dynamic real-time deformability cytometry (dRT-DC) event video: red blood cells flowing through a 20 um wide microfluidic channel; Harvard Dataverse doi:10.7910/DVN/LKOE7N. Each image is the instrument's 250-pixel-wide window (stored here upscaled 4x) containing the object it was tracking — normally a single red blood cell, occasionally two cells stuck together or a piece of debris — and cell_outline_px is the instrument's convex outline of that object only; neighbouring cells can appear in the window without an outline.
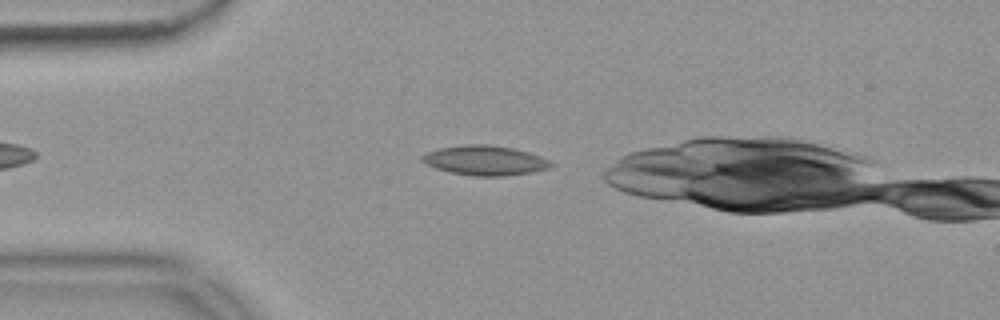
{"species": "common noctule bat (a hibernating species)", "species_latin": "Nyctalus noctula", "temperature_condition": "warm", "stored_images_in_passage": 33, "camera_frame_rate_fps": 3000, "um_per_image_px": 0.085, "animal": {"sex": "female", "body_mass_g": 18.4}, "frame": {"image": 1, "passage_image": 2, "time_ms": 0.333, "image_size_px": [1000, 320], "cell_outline_px": [[556, 164], [548, 168], [532, 172], [504, 176], [472, 176], [448, 172], [436, 168], [420, 160], [420, 156], [428, 152], [440, 148], [464, 144], [488, 144], [512, 148], [528, 152], [540, 156]], "centroid_in_image_um": [41.22, 13.64], "position_along_channel_um": 43.8, "area_um2": 22.31}}
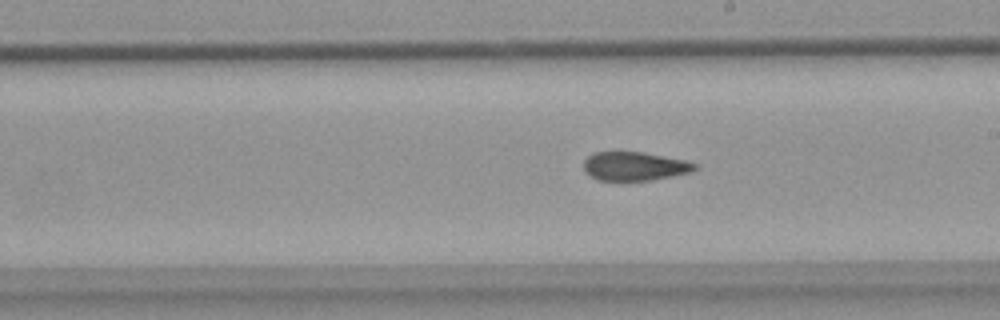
{"frame": {"image": 2, "passage_image": 19, "time_ms": 6.0, "image_size_px": [1000, 320], "cell_outline_px": [[700, 168], [688, 172], [672, 176], [652, 180], [596, 180], [584, 168], [584, 160], [592, 152], [616, 148], [644, 152], [684, 160], [700, 164]], "centroid_in_image_um": [53.92, 14.07], "position_along_channel_um": 235.1, "area_um2": 19.31}}
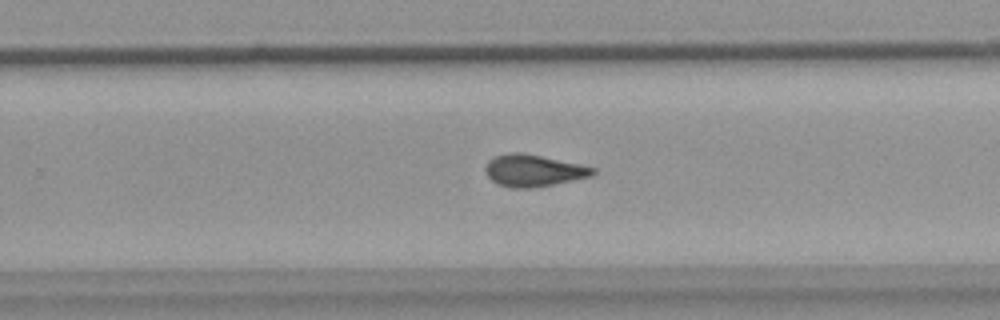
{"frame": {"image": 3, "passage_image": 23, "time_ms": 7.333, "image_size_px": [1000, 320], "cell_outline_px": [[596, 172], [592, 176], [532, 188], [512, 188], [496, 184], [484, 172], [484, 168], [488, 160], [496, 156], [508, 152], [524, 152], [580, 164], [596, 168]], "centroid_in_image_um": [45.31, 14.49], "position_along_channel_um": 284.5, "area_um2": 20.11}}